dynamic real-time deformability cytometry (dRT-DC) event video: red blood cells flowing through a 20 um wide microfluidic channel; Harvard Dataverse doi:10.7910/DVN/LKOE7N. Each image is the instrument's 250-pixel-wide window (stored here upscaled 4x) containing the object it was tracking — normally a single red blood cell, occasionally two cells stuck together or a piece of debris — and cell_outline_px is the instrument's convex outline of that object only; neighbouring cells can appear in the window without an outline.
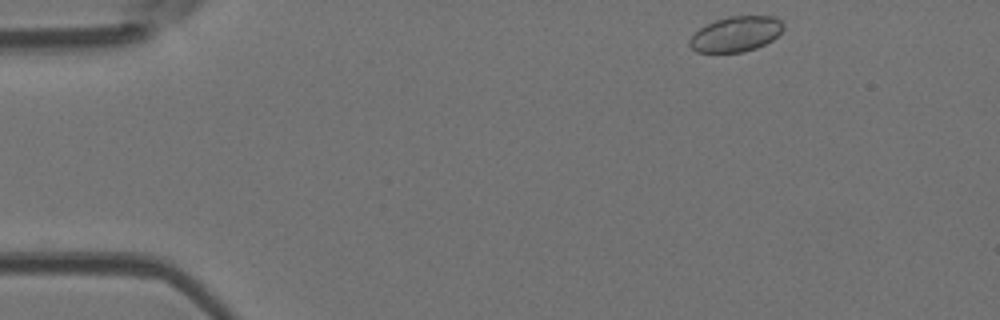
{"species": "Egyptian fruit bat (a non-hibernating species)", "species_latin": "Rousettus aegyptiacus", "temperature_condition": "room temperature", "stored_images_in_passage": 25, "camera_frame_rate_fps": 3000, "um_per_image_px": 0.085, "animal": {"sex": "female"}, "frame": {"image": 1, "passage_image": 1, "time_ms": 0.0, "image_size_px": [1000, 320], "cell_outline_px": [[784, 28], [772, 40], [756, 48], [744, 52], [696, 52], [688, 44], [688, 40], [700, 28], [716, 20], [728, 16], [772, 16], [780, 20], [784, 24]], "centroid_in_image_um": [62.55, 2.89], "position_along_channel_um": 22.5, "area_um2": 19.13}}
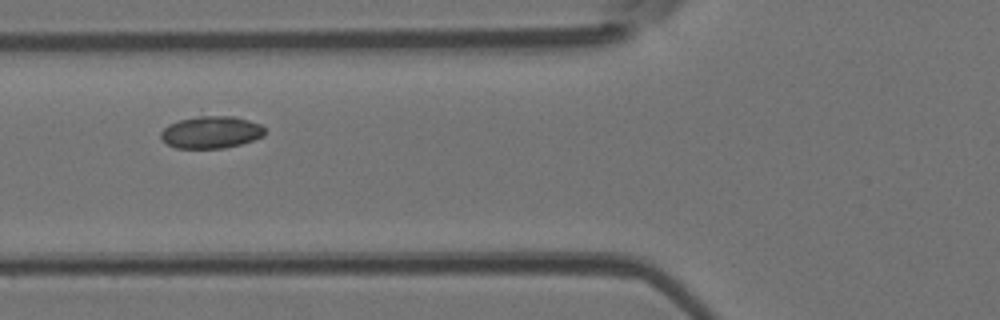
{"frame": {"image": 2, "passage_image": 14, "time_ms": 4.333, "image_size_px": [1000, 320], "cell_outline_px": [[264, 136], [240, 144], [224, 148], [176, 148], [168, 144], [160, 136], [160, 132], [168, 124], [180, 120], [200, 116], [236, 116], [260, 124], [264, 128]], "centroid_in_image_um": [17.94, 11.24], "position_along_channel_um": 107.9, "area_um2": 19.36}}
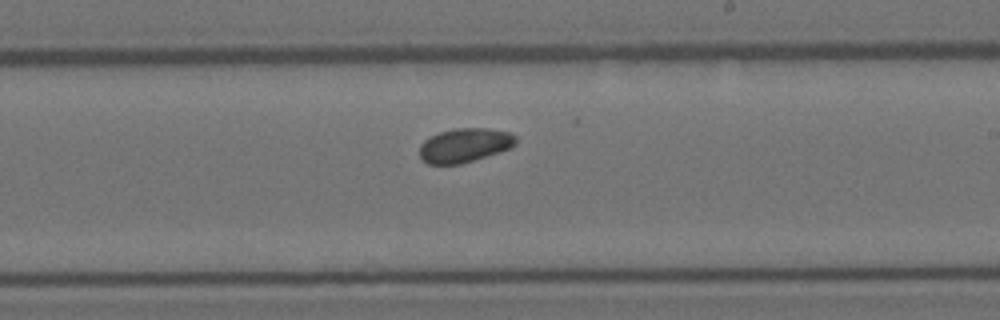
{"frame": {"image": 3, "passage_image": 25, "time_ms": 8.0, "image_size_px": [1000, 320], "cell_outline_px": [[516, 144], [508, 148], [460, 164], [428, 164], [420, 156], [420, 144], [424, 140], [440, 132], [456, 128], [488, 128], [508, 132], [516, 136]], "centroid_in_image_um": [39.47, 12.33], "position_along_channel_um": 249.5, "area_um2": 18.73}}